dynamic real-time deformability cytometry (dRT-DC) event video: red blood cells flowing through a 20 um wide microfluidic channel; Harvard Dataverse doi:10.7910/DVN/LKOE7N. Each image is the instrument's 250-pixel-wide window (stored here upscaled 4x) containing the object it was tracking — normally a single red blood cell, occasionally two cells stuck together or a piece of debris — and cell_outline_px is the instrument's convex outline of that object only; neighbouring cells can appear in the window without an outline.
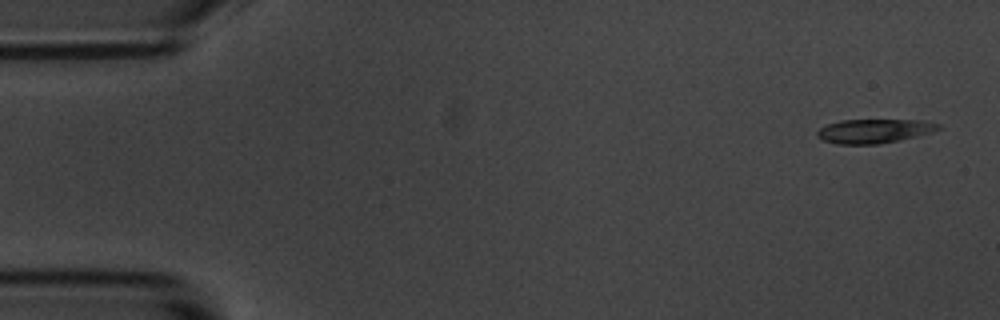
{"species": "common noctule bat (a hibernating species)", "species_latin": "Nyctalus noctula", "temperature_condition": "room temperature", "stored_images_in_passage": 5, "camera_frame_rate_fps": 3000, "um_per_image_px": 0.085, "animal": {"sex": "male", "body_mass_g": 20.1, "forearm_length_mm": 53.5}, "frame": {"image": 1, "passage_image": 1, "time_ms": 0.0, "image_size_px": [1000, 320], "cell_outline_px": [[940, 128], [916, 136], [900, 140], [880, 144], [836, 144], [824, 140], [816, 136], [816, 132], [820, 128], [828, 124], [840, 120], [920, 120], [940, 124]], "centroid_in_image_um": [74.25, 11.14], "position_along_channel_um": 10.8, "area_um2": 16.82}}
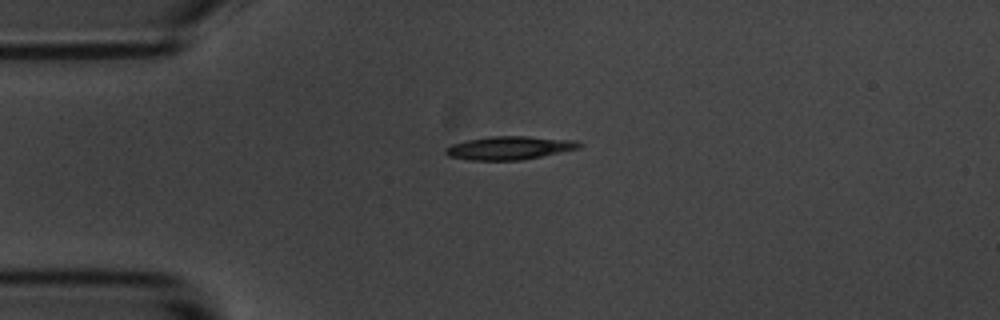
{"frame": {"image": 2, "passage_image": 4, "time_ms": 3.667, "image_size_px": [1000, 320], "cell_outline_px": [[584, 144], [580, 148], [520, 160], [468, 160], [448, 156], [444, 152], [444, 148], [452, 144], [468, 140], [488, 136], [528, 136], [576, 140]], "centroid_in_image_um": [43.29, 12.56], "position_along_channel_um": 41.7, "area_um2": 18.21}}